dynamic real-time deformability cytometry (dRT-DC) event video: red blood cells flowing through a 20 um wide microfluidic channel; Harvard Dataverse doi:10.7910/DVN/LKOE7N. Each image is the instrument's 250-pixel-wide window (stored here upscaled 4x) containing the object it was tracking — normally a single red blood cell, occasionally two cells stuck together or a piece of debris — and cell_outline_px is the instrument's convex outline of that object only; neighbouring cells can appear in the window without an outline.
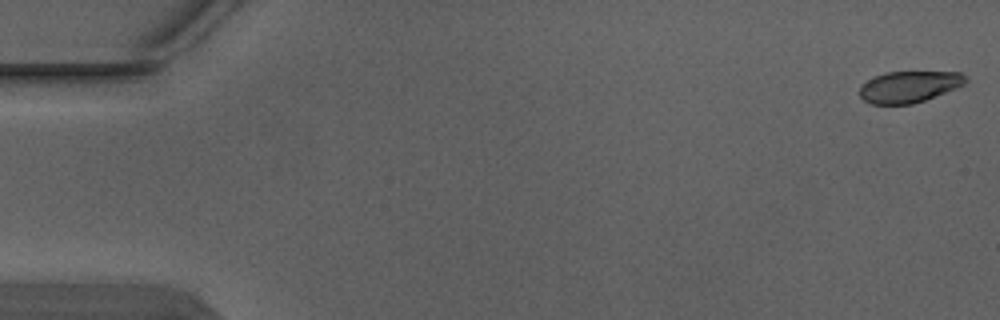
{"species": "Egyptian fruit bat (a non-hibernating species)", "species_latin": "Rousettus aegyptiacus", "temperature_condition": "warm", "stored_images_in_passage": 5, "camera_frame_rate_fps": 3000, "um_per_image_px": 0.085, "animal": {"sex": "male"}, "frame": {"image": 1, "passage_image": 1, "time_ms": 0.0, "image_size_px": [1000, 320], "cell_outline_px": [[968, 80], [964, 84], [956, 88], [924, 100], [912, 104], [872, 104], [864, 100], [860, 96], [860, 84], [884, 72], [960, 72], [968, 76]], "centroid_in_image_um": [77.28, 7.36], "position_along_channel_um": 7.7, "area_um2": 19.36}}
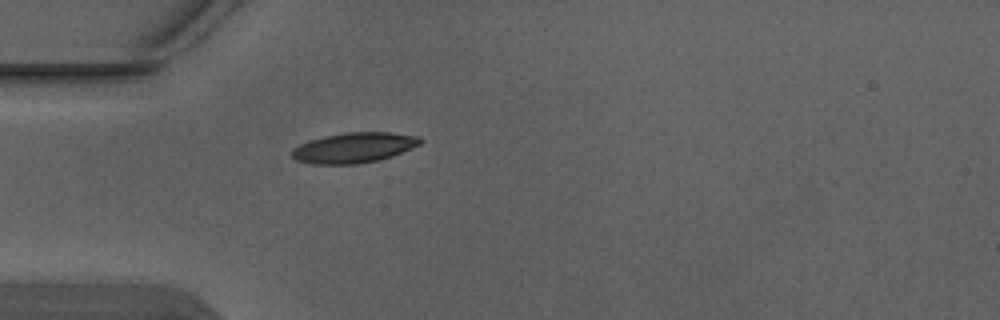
{"frame": {"image": 2, "passage_image": 5, "time_ms": 1.333, "image_size_px": [1000, 320], "cell_outline_px": [[424, 140], [420, 144], [392, 156], [380, 160], [356, 164], [312, 164], [296, 160], [292, 156], [292, 148], [300, 144], [324, 136], [344, 132], [392, 132], [420, 136]], "centroid_in_image_um": [30.11, 12.55], "position_along_channel_um": 54.9, "area_um2": 22.72}}